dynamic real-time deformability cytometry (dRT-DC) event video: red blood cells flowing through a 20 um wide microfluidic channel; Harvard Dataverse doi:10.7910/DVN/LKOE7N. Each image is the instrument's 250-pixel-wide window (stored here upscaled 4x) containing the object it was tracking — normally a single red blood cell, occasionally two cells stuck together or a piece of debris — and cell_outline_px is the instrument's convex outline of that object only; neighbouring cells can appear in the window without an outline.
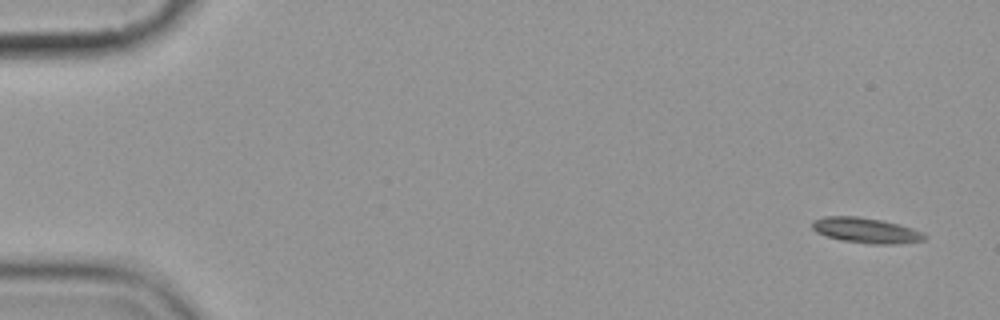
{"species": "common noctule bat (a hibernating species)", "species_latin": "Nyctalus noctula", "temperature_condition": "cold", "stored_images_in_passage": 5, "camera_frame_rate_fps": 3000, "um_per_image_px": 0.085, "animal": {"sex": "female", "body_mass_g": 19.9}, "frame": {"image": 1, "passage_image": 1, "time_ms": 0.0, "image_size_px": [1000, 320], "cell_outline_px": [[928, 236], [924, 240], [892, 244], [872, 244], [844, 240], [828, 236], [816, 232], [812, 228], [812, 220], [824, 216], [856, 216], [880, 220], [896, 224], [924, 232]], "centroid_in_image_um": [73.59, 19.57], "position_along_channel_um": 11.4, "area_um2": 16.3}}
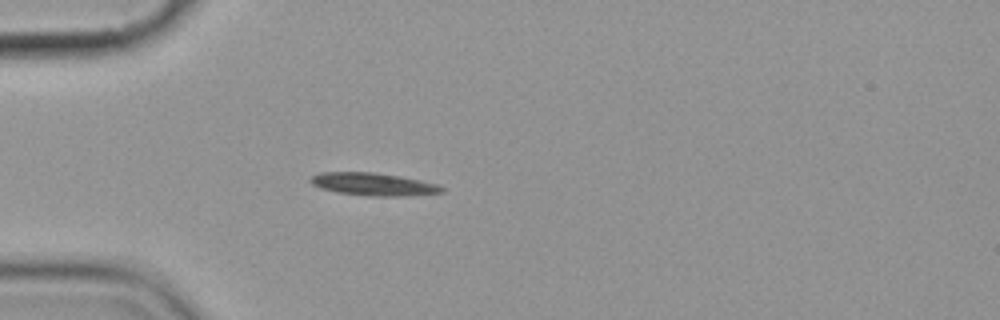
{"frame": {"image": 2, "passage_image": 4, "time_ms": 4.667, "image_size_px": [1000, 320], "cell_outline_px": [[444, 192], [408, 196], [368, 196], [336, 192], [320, 188], [312, 184], [308, 180], [312, 176], [320, 172], [372, 172], [400, 176], [440, 184], [444, 188]], "centroid_in_image_um": [31.75, 15.66], "position_along_channel_um": 53.3, "area_um2": 17.51}}